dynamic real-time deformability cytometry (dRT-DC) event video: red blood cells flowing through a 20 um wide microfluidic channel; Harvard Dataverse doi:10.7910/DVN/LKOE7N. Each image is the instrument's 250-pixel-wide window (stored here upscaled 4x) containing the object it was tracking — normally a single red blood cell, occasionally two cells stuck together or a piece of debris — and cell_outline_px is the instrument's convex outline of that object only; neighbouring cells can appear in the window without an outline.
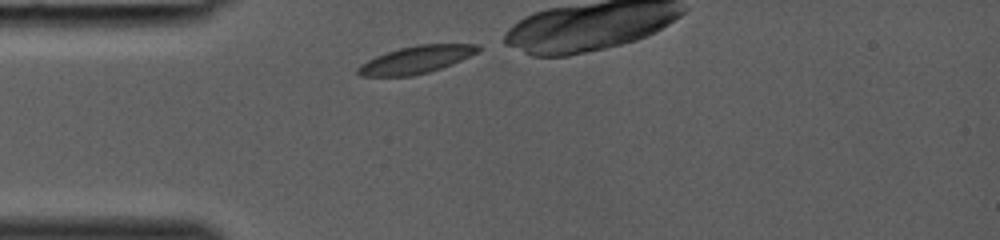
{"species": "common noctule bat (a hibernating species)", "species_latin": "Nyctalus noctula", "temperature_condition": "room temperature", "stored_images_in_passage": 23, "camera_frame_rate_fps": 3000, "um_per_image_px": 0.085, "animal": {"sex": "female", "body_mass_g": 19.0, "forearm_length_mm": 53.3}, "frame": {"image": 1, "passage_image": 1, "time_ms": 0.0, "image_size_px": [1000, 240], "cell_outline_px": [[480, 48], [476, 52], [452, 64], [428, 72], [412, 76], [360, 76], [356, 72], [356, 68], [360, 64], [376, 56], [400, 48], [420, 44], [480, 44]], "centroid_in_image_um": [35.33, 5.08], "position_along_channel_um": 49.7, "area_um2": 18.96}}